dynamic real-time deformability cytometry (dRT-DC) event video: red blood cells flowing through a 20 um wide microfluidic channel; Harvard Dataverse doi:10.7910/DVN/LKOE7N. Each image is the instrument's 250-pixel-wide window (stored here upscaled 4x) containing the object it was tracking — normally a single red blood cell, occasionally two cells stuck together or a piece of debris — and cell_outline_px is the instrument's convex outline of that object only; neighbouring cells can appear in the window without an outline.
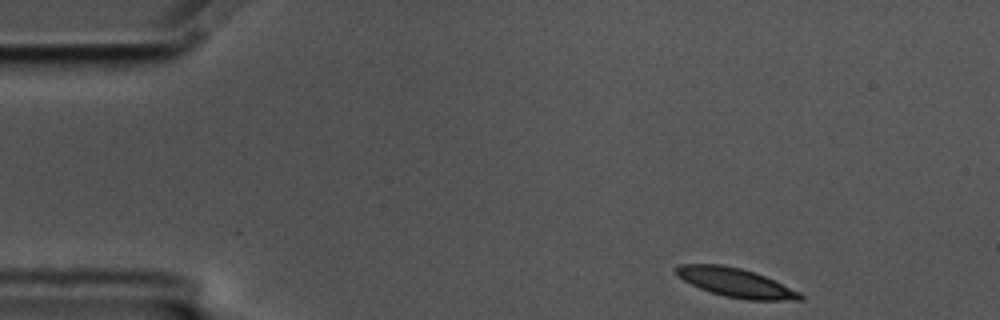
{"species": "common noctule bat (a hibernating species)", "species_latin": "Nyctalus noctula", "temperature_condition": "cold", "stored_images_in_passage": 52, "camera_frame_rate_fps": 3000, "um_per_image_px": 0.085, "animal": {"sex": "male", "body_mass_g": 17.5, "forearm_length_mm": 52.3}, "frame": {"image": 1, "passage_image": 1, "time_ms": 0.0, "image_size_px": [1000, 320], "cell_outline_px": [[804, 300], [748, 300], [724, 296], [700, 288], [676, 276], [672, 268], [680, 264], [720, 264], [740, 268], [764, 276], [800, 292], [804, 296]], "centroid_in_image_um": [62.5, 24.02], "position_along_channel_um": 22.5, "area_um2": 20.81}}
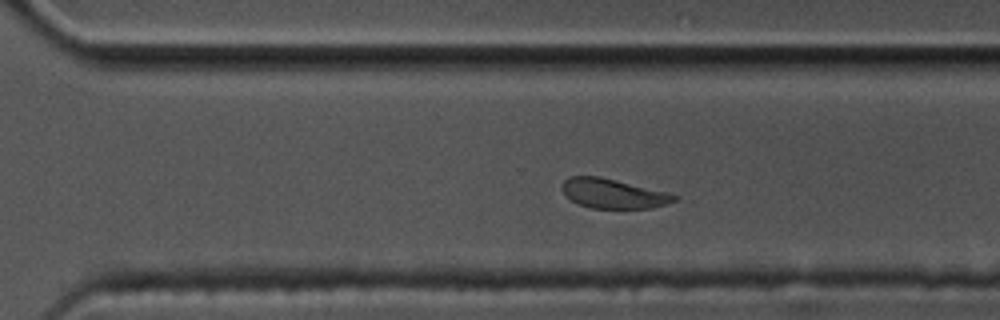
{"frame": {"image": 2, "passage_image": 34, "time_ms": 11.0, "image_size_px": [1000, 320], "cell_outline_px": [[680, 196], [676, 200], [668, 204], [652, 208], [588, 208], [572, 200], [564, 192], [564, 180], [568, 176], [600, 176], [668, 192]], "centroid_in_image_um": [52.19, 16.45], "position_along_channel_um": 318.4, "area_um2": 19.25}}
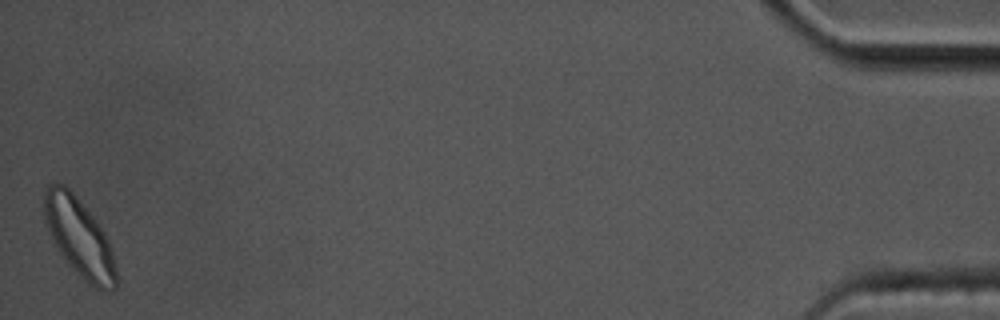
{"frame": {"image": 3, "passage_image": 52, "time_ms": 17.0, "image_size_px": [1000, 320], "cell_outline_px": [[116, 288], [96, 288], [88, 284], [72, 268], [60, 252], [44, 220], [44, 188], [48, 184], [64, 184], [76, 196], [96, 220], [104, 232], [108, 240], [112, 252], [116, 268]], "centroid_in_image_um": [6.73, 20.15], "position_along_channel_um": 428.5, "area_um2": 32.19}, "authors_computed_cell_mechanics": {"area_um2": 21.2993, "velocity_mm_per_s": 3.404, "shape_relaxation_time_tau1_ms": 3.2034, "shape_relaxation_time_tau2_ms": 3.0228, "deformation_change_tau1": 0.126, "deformation_change_tau2": 0.0954}}